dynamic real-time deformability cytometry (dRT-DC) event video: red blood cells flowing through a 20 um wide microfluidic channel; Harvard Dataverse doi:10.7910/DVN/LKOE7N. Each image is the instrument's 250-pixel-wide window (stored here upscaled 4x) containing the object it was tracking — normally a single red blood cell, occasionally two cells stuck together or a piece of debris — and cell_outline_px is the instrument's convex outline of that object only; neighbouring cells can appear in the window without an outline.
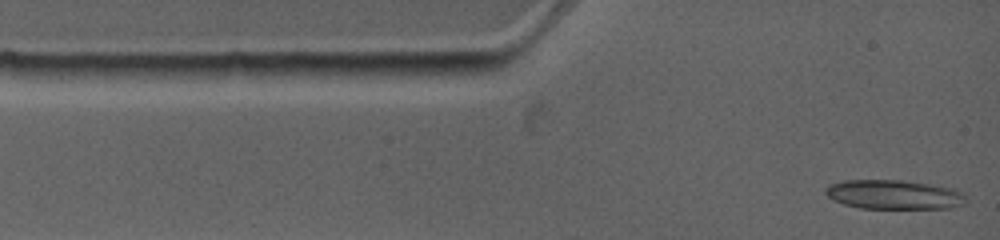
{"species": "common noctule bat (a hibernating species)", "species_latin": "Nyctalus noctula", "temperature_condition": "warm", "stored_images_in_passage": 3, "camera_frame_rate_fps": 4500, "um_per_image_px": 0.085, "animal": {"sex": "female", "body_mass_g": 19.0, "forearm_length_mm": 53.3}, "frame": {"image": 1, "passage_image": 1, "time_ms": 0.0, "image_size_px": [1000, 240], "cell_outline_px": [[968, 200], [964, 204], [952, 208], [860, 208], [844, 204], [832, 200], [824, 192], [824, 188], [828, 184], [844, 180], [900, 180], [932, 184], [956, 188], [964, 192], [968, 196]], "centroid_in_image_um": [76.03, 16.53], "position_along_channel_um": 9.0, "area_um2": 24.45}}
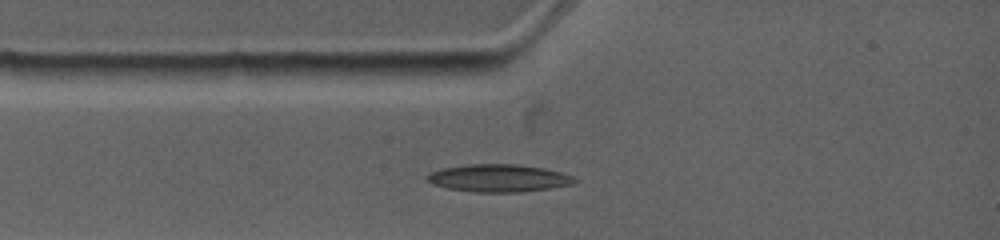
{"frame": {"image": 2, "passage_image": 3, "time_ms": 1.778, "image_size_px": [1000, 240], "cell_outline_px": [[580, 180], [572, 184], [548, 188], [520, 192], [476, 192], [448, 188], [432, 184], [428, 180], [428, 172], [440, 168], [468, 164], [516, 164], [544, 168], [560, 172], [572, 176]], "centroid_in_image_um": [42.37, 15.13], "position_along_channel_um": 42.6, "area_um2": 23.64}}